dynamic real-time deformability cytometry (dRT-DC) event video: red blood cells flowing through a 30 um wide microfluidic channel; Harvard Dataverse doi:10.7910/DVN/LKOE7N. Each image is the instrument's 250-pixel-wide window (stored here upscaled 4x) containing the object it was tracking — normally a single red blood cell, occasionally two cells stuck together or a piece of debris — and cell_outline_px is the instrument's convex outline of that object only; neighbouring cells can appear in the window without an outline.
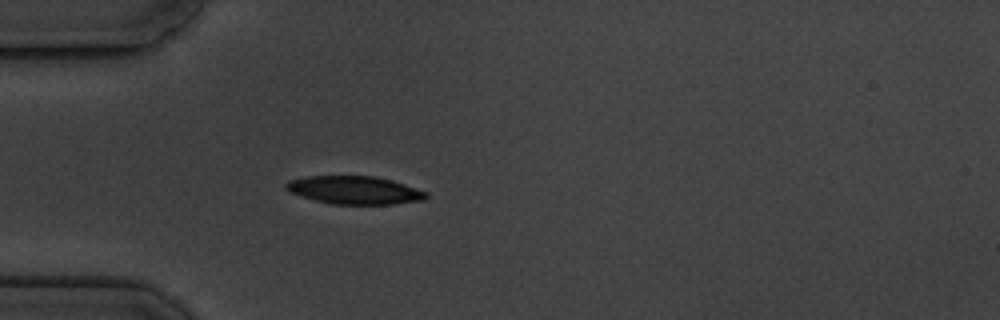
{"species": "common noctule bat (a hibernating species)", "species_latin": "Nyctalus noctula", "temperature_condition": "cold", "stored_images_in_passage": 3, "camera_frame_rate_fps": 3000, "um_per_image_px": 0.085, "animal": {"sex": "male", "body_mass_g": 19.5, "forearm_length_mm": 54.6}, "frame": {"image": 1, "passage_image": 3, "time_ms": 2.333, "image_size_px": [1000, 320], "cell_outline_px": [[428, 196], [424, 200], [392, 204], [332, 204], [316, 200], [288, 192], [284, 188], [284, 184], [288, 180], [308, 176], [376, 176], [392, 180], [428, 192]], "centroid_in_image_um": [30.12, 16.15], "position_along_channel_um": 54.9, "area_um2": 22.95}}